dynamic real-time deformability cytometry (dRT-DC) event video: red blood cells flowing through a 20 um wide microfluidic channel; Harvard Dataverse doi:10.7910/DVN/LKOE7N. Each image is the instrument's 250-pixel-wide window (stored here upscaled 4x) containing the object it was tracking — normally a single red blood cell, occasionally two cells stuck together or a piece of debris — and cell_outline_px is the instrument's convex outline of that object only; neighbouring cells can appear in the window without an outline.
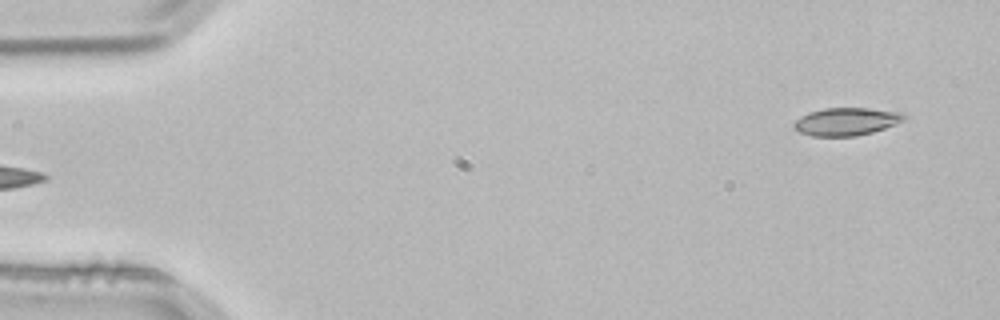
{"species": "common noctule bat (a hibernating species)", "species_latin": "Nyctalus noctula", "temperature_condition": "room temperature", "stored_images_in_passage": 4, "segment_of_instrument_passage": [2, 2], "camera_frame_rate_fps": 3000, "um_per_image_px": 0.085, "animal": {"sex": "male", "body_mass_g": 21.5, "forearm_length_mm": 52.0}, "frame": {"image": 1, "passage_image": 4, "time_ms": 1.0, "image_size_px": [1000, 320], "cell_outline_px": [[908, 120], [872, 132], [856, 136], [812, 136], [800, 132], [792, 124], [800, 116], [808, 112], [824, 108], [868, 108], [904, 112], [908, 116]], "centroid_in_image_um": [72.0, 10.32], "position_along_channel_um": 13.0, "area_um2": 18.03}}